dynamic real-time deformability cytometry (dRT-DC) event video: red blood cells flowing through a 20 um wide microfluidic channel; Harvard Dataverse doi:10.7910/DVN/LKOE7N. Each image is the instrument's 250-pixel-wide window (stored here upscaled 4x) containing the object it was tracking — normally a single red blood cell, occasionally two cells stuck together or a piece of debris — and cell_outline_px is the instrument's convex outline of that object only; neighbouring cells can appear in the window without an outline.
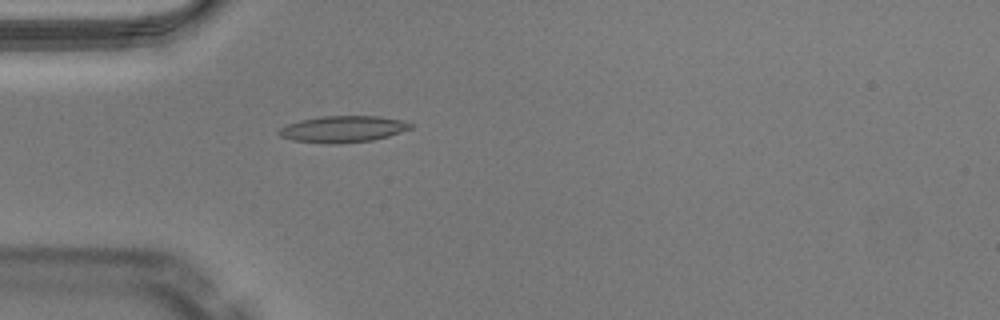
{"species": "Egyptian fruit bat (a non-hibernating species)", "species_latin": "Rousettus aegyptiacus", "temperature_condition": "warm", "stored_images_in_passage": 50, "camera_frame_rate_fps": 3000, "um_per_image_px": 0.085, "animal": {"sex": "male"}, "frame": {"image": 1, "passage_image": 15, "time_ms": 4.667, "image_size_px": [1000, 320], "cell_outline_px": [[412, 128], [388, 136], [372, 140], [332, 144], [324, 144], [292, 140], [280, 136], [276, 132], [280, 128], [288, 124], [300, 120], [324, 116], [380, 116], [404, 120], [412, 124]], "centroid_in_image_um": [29.14, 10.97], "position_along_channel_um": 55.9, "area_um2": 20.35}}
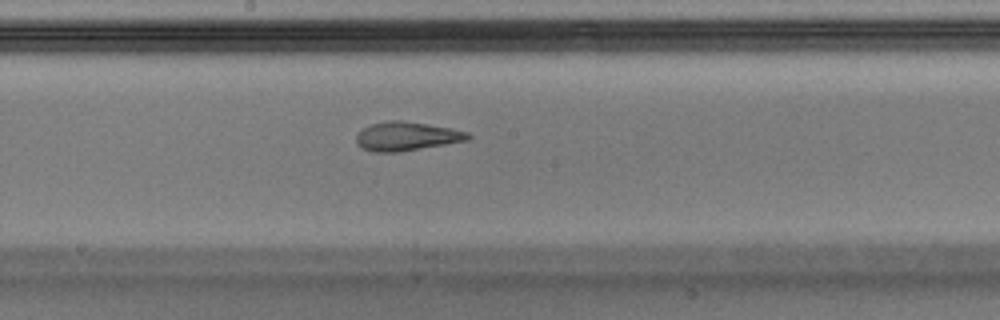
{"frame": {"image": 2, "passage_image": 27, "time_ms": 8.667, "image_size_px": [1000, 320], "cell_outline_px": [[472, 136], [468, 140], [400, 152], [376, 152], [360, 148], [356, 144], [356, 136], [364, 128], [372, 124], [388, 120], [400, 120], [452, 128], [468, 132]], "centroid_in_image_um": [34.56, 11.59], "position_along_channel_um": 213.6, "area_um2": 18.73}}
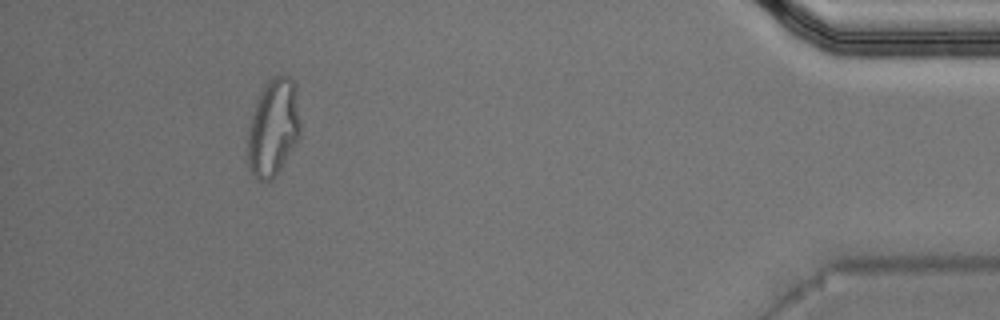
{"frame": {"image": 3, "passage_image": 46, "time_ms": 15.0, "image_size_px": [1000, 320], "cell_outline_px": [[300, 136], [276, 176], [272, 180], [260, 180], [248, 168], [248, 132], [252, 112], [260, 92], [264, 84], [272, 76], [288, 76], [296, 84], [300, 124]], "centroid_in_image_um": [23.24, 10.82], "position_along_channel_um": 412.0, "area_um2": 29.88}, "authors_computed_cell_mechanics": {"area_um2": 19.1029, "velocity_mm_per_s": 4.0615, "shape_relaxation_time_tau1_ms": null, "shape_relaxation_time_tau2_ms": 1.7613, "deformation_change_tau1": null, "deformation_change_tau2": 0.1087}}